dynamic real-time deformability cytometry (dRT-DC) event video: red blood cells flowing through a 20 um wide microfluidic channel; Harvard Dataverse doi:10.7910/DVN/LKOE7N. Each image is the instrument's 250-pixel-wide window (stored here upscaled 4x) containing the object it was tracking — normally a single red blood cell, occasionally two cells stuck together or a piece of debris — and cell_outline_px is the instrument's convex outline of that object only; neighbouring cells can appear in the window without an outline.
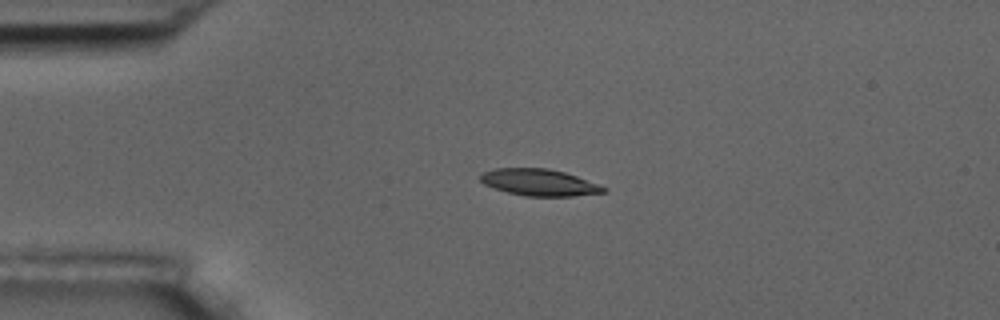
{"species": "common noctule bat (a hibernating species)", "species_latin": "Nyctalus noctula", "temperature_condition": "room temperature", "stored_images_in_passage": 1, "camera_frame_rate_fps": 3000, "um_per_image_px": 0.085, "animal": {"sex": "male", "body_mass_g": 17.5, "forearm_length_mm": 52.3}, "frame": {"image": 1, "passage_image": 1, "time_ms": 0.0, "image_size_px": [1000, 320], "cell_outline_px": [[608, 188], [604, 192], [572, 196], [524, 196], [508, 192], [484, 184], [480, 180], [480, 172], [496, 168], [548, 168], [564, 172], [576, 176]], "centroid_in_image_um": [45.8, 15.5], "position_along_channel_um": 39.2, "area_um2": 19.02}}